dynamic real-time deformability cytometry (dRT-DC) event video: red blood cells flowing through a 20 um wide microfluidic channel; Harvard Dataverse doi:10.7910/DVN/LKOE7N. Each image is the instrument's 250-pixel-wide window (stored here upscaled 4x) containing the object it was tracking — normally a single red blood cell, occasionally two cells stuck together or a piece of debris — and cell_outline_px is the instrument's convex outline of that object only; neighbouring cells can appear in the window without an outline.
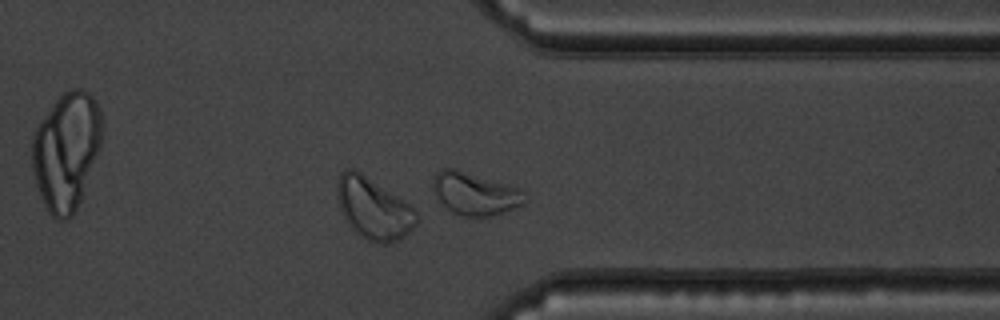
{"species": "common noctule bat (a hibernating species)", "species_latin": "Nyctalus noctula", "temperature_condition": "warm", "stored_images_in_passage": 33, "camera_frame_rate_fps": 3000, "um_per_image_px": 0.085, "animal": {"sex": "male", "body_mass_g": 19.5, "forearm_length_mm": 54.6}, "frame": {"image": 1, "passage_image": 33, "time_ms": 10.667, "image_size_px": [1000, 320], "cell_outline_px": [[528, 200], [524, 204], [488, 216], [460, 216], [452, 212], [440, 204], [432, 188], [432, 180], [436, 172], [440, 168], [452, 168], [504, 184], [516, 188], [528, 196]], "centroid_in_image_um": [40.3, 16.47], "position_along_channel_um": 371.1, "area_um2": 22.43}, "authors_computed_cell_mechanics": {"area_um2": 18.0914, "velocity_mm_per_s": 3.6978, "shape_relaxation_time_tau1_ms": null, "shape_relaxation_time_tau2_ms": 4.4587, "deformation_change_tau1": null, "deformation_change_tau2": 0.123}}